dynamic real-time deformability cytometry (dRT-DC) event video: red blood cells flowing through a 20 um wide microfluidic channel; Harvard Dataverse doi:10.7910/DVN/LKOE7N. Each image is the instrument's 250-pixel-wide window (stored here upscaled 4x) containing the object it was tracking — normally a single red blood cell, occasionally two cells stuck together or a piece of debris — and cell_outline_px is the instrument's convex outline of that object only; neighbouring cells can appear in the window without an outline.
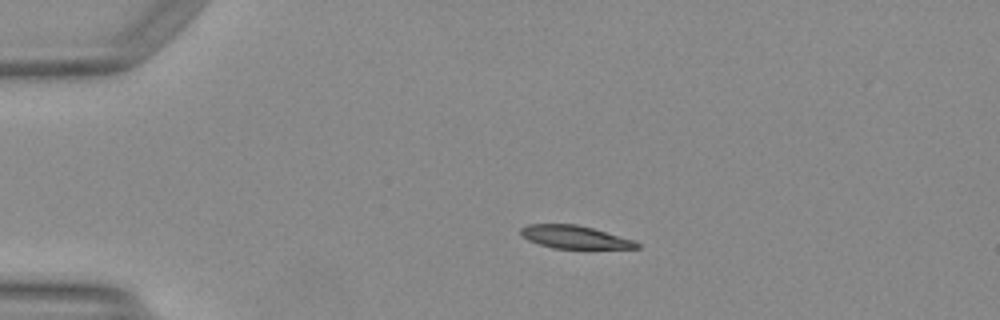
{"species": "Egyptian fruit bat (a non-hibernating species)", "species_latin": "Rousettus aegyptiacus", "temperature_condition": "warm", "stored_images_in_passage": 40, "camera_frame_rate_fps": 3000, "um_per_image_px": 0.085, "animal": {"sex": "female"}, "frame": {"image": 1, "passage_image": 1, "time_ms": 0.0, "image_size_px": [1000, 320], "cell_outline_px": [[640, 248], [552, 248], [528, 240], [520, 232], [520, 228], [528, 224], [576, 224], [592, 228], [636, 240], [640, 244]], "centroid_in_image_um": [48.87, 20.14], "position_along_channel_um": 36.1, "area_um2": 15.37}}
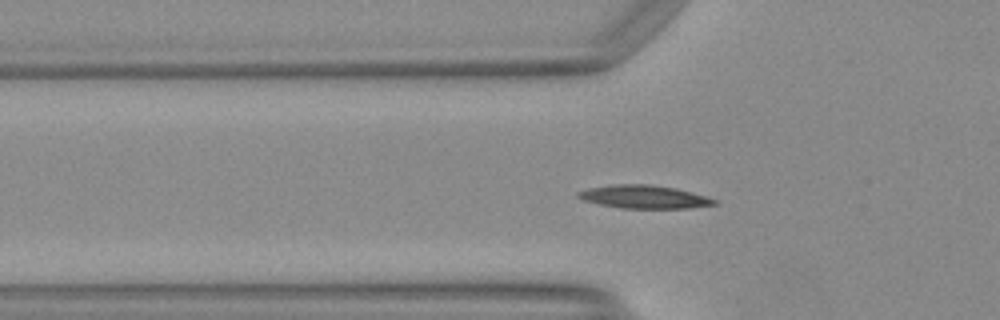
{"frame": {"image": 2, "passage_image": 7, "time_ms": 2.0, "image_size_px": [1000, 320], "cell_outline_px": [[716, 204], [688, 208], [620, 208], [600, 204], [584, 200], [576, 196], [576, 192], [588, 188], [616, 184], [648, 184], [676, 188], [708, 196], [716, 200]], "centroid_in_image_um": [54.75, 16.72], "position_along_channel_um": 71.1, "area_um2": 18.32}}
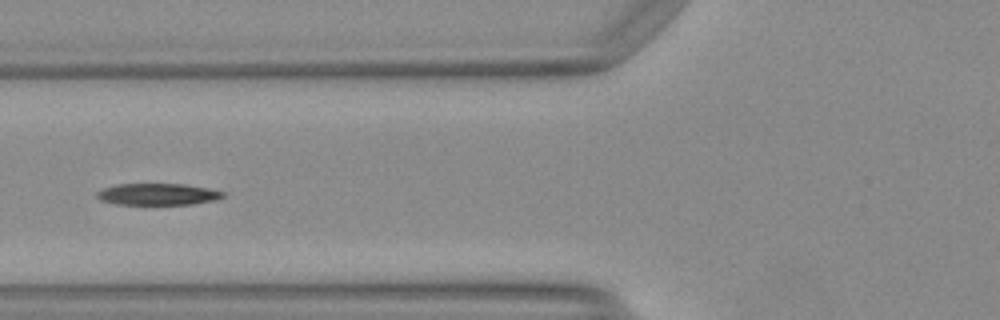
{"frame": {"image": 3, "passage_image": 10, "time_ms": 3.0, "image_size_px": [1000, 320], "cell_outline_px": [[224, 196], [212, 200], [192, 204], [116, 204], [100, 200], [96, 196], [96, 192], [104, 188], [116, 184], [184, 184], [208, 188], [224, 192]], "centroid_in_image_um": [13.36, 16.5], "position_along_channel_um": 112.4, "area_um2": 15.72}, "authors_computed_cell_mechanics": {"area_um2": 16.762, "velocity_mm_per_s": 4.1414, "shape_relaxation_time_tau1_ms": 4.3338, "shape_relaxation_time_tau2_ms": 2.2447, "deformation_change_tau1": 0.2006, "deformation_change_tau2": 0.0925}}